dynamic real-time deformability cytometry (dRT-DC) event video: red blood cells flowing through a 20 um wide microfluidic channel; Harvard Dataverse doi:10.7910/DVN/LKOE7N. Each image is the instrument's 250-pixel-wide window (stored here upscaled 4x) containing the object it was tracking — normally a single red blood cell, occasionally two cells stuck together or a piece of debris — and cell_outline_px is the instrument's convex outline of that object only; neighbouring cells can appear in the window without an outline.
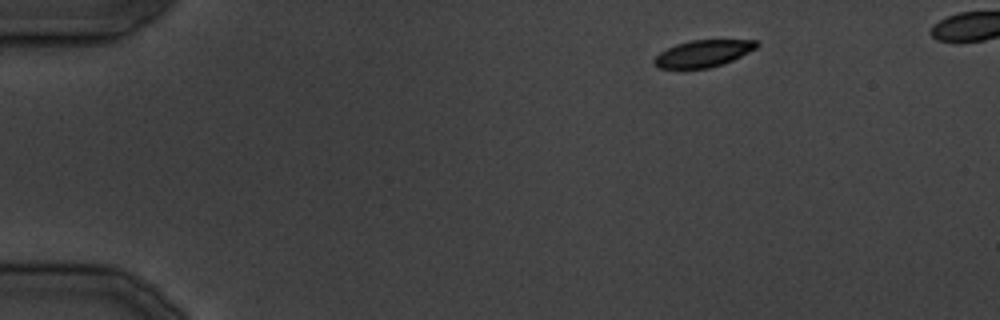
{"species": "common noctule bat (a hibernating species)", "species_latin": "Nyctalus noctula", "temperature_condition": "cold", "stored_images_in_passage": 30, "camera_frame_rate_fps": 3000, "um_per_image_px": 0.085, "animal": {"sex": "male", "body_mass_g": 19.5, "forearm_length_mm": 54.6}, "frame": {"image": 1, "passage_image": 1, "time_ms": 0.0, "image_size_px": [1000, 320], "cell_outline_px": [[760, 44], [756, 48], [732, 60], [708, 68], [660, 68], [652, 64], [652, 60], [660, 52], [676, 44], [692, 40], [756, 40]], "centroid_in_image_um": [59.74, 4.54], "position_along_channel_um": 25.3, "area_um2": 15.84}}